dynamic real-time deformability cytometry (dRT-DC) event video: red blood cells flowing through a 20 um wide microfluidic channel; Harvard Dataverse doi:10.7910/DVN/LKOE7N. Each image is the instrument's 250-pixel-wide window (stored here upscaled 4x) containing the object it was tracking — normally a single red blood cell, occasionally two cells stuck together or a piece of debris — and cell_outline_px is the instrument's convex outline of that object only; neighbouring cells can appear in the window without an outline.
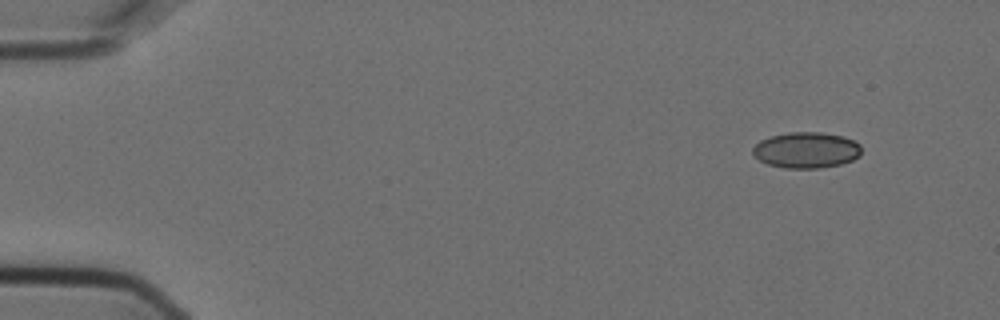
{"species": "Egyptian fruit bat (a non-hibernating species)", "species_latin": "Rousettus aegyptiacus", "temperature_condition": "cold", "stored_images_in_passage": 5, "camera_frame_rate_fps": 3000, "um_per_image_px": 0.085, "animal": {"sex": "female"}, "frame": {"image": 1, "passage_image": 1, "time_ms": 0.0, "image_size_px": [1000, 320], "cell_outline_px": [[860, 156], [852, 160], [840, 164], [820, 168], [784, 168], [768, 164], [760, 160], [752, 152], [752, 148], [760, 140], [772, 136], [788, 132], [820, 132], [844, 136], [860, 144]], "centroid_in_image_um": [68.54, 12.75], "position_along_channel_um": 16.5, "area_um2": 22.72}}
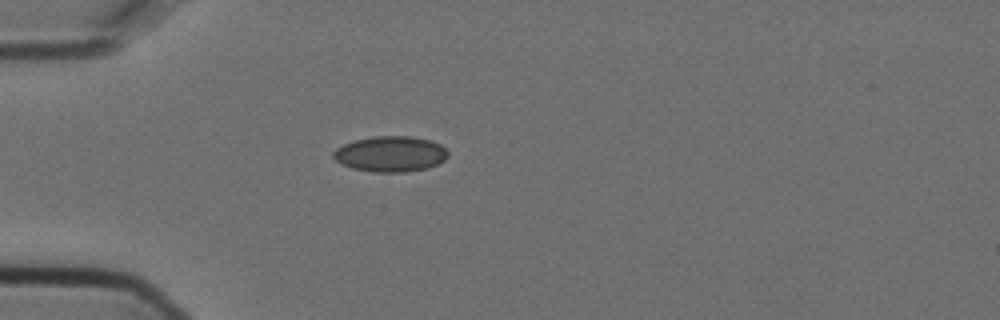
{"frame": {"image": 2, "passage_image": 4, "time_ms": 1.0, "image_size_px": [1000, 320], "cell_outline_px": [[448, 156], [444, 160], [428, 168], [404, 172], [372, 172], [352, 168], [340, 164], [332, 156], [332, 152], [336, 148], [344, 144], [356, 140], [372, 136], [412, 136], [432, 140], [440, 144], [448, 152]], "centroid_in_image_um": [33.18, 13.08], "position_along_channel_um": 51.8, "area_um2": 23.93}}